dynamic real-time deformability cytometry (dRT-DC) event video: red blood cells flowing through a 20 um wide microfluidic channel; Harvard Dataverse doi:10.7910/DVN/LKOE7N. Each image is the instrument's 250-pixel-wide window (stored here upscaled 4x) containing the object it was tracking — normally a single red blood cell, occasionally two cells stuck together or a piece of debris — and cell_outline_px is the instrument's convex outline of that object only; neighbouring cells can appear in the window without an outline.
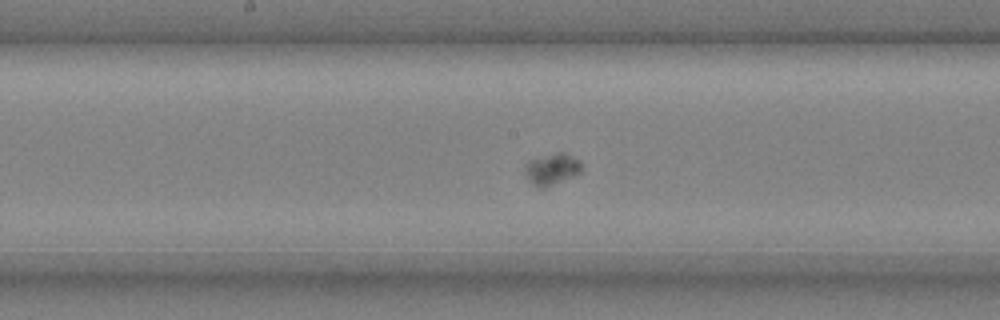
{"species": "common noctule bat (a hibernating species)", "species_latin": "Nyctalus noctula", "temperature_condition": "cold", "stored_images_in_passage": 54, "camera_frame_rate_fps": 3000, "um_per_image_px": 0.085, "animal": {"sex": "male", "body_mass_g": 20.4}, "frame": {"image": 1, "passage_image": 29, "time_ms": 9.333, "image_size_px": [1000, 320], "cell_outline_px": [[580, 172], [572, 176], [544, 188], [536, 188], [528, 180], [524, 172], [524, 164], [528, 160], [556, 152], [564, 152], [580, 160]], "centroid_in_image_um": [46.84, 14.37], "position_along_channel_um": 201.4, "area_um2": 10.4}}